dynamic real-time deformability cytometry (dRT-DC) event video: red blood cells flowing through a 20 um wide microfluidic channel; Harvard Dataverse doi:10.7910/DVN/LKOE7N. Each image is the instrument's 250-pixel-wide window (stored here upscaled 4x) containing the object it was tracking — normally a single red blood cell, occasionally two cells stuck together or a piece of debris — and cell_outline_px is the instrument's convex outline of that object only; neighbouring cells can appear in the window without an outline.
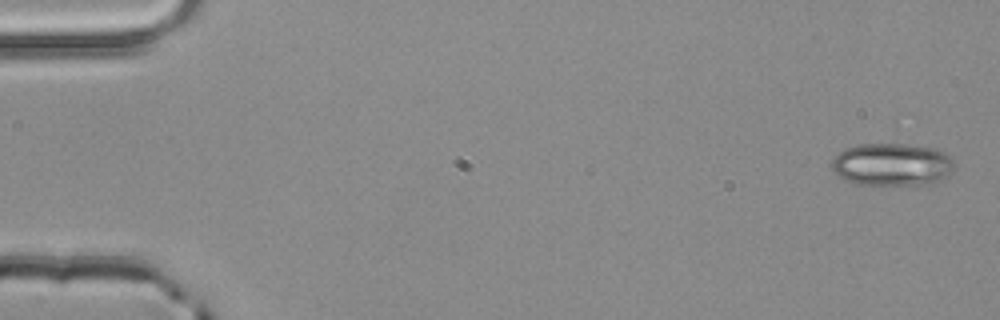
{"species": "common noctule bat (a hibernating species)", "species_latin": "Nyctalus noctula", "temperature_condition": "room temperature", "stored_images_in_passage": 3, "camera_frame_rate_fps": 3000, "um_per_image_px": 0.085, "animal": {"sex": "male", "body_mass_g": 20.4}, "frame": {"image": 1, "passage_image": 1, "time_ms": 0.0, "image_size_px": [1000, 320], "cell_outline_px": [[956, 168], [952, 172], [940, 180], [932, 184], [856, 184], [844, 180], [836, 176], [832, 168], [832, 160], [844, 148], [860, 144], [908, 144], [936, 148], [952, 156], [956, 164]], "centroid_in_image_um": [75.86, 13.97], "position_along_channel_um": 9.1, "area_um2": 30.87}}